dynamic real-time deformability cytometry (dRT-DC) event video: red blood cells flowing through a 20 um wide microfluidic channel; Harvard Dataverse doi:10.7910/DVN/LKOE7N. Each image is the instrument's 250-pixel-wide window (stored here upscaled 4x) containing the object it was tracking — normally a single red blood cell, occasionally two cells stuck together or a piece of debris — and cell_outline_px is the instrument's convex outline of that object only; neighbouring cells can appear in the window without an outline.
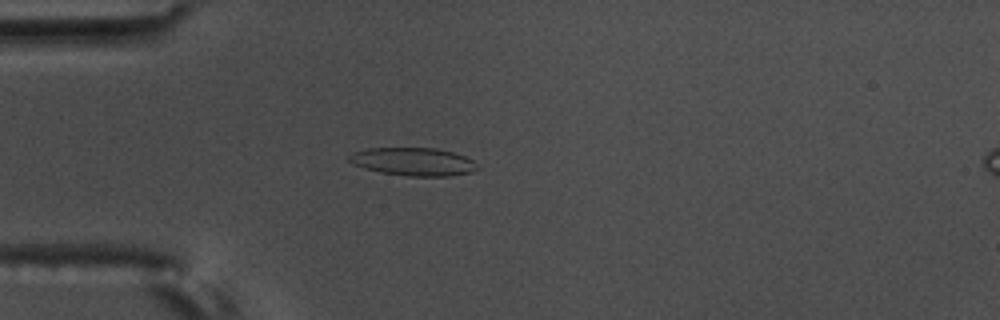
{"species": "common noctule bat (a hibernating species)", "species_latin": "Nyctalus noctula", "temperature_condition": "warm", "stored_images_in_passage": 51, "camera_frame_rate_fps": 3000, "um_per_image_px": 0.085, "animal": {"sex": "male", "body_mass_g": 17.5, "forearm_length_mm": 52.3}, "frame": {"image": 1, "passage_image": 10, "time_ms": 3.0, "image_size_px": [1000, 320], "cell_outline_px": [[480, 168], [472, 172], [452, 176], [408, 176], [380, 172], [364, 168], [352, 164], [348, 160], [348, 156], [352, 152], [368, 148], [436, 148], [452, 152], [464, 156], [472, 160]], "centroid_in_image_um": [35.12, 13.74], "position_along_channel_um": 49.9, "area_um2": 21.04}}
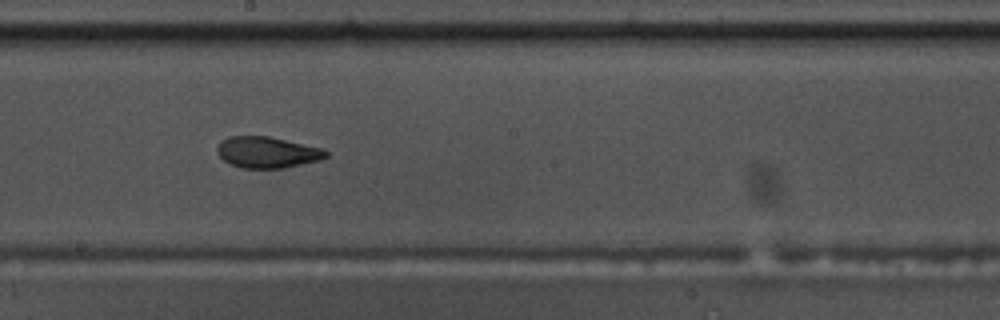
{"frame": {"image": 2, "passage_image": 26, "time_ms": 8.333, "image_size_px": [1000, 320], "cell_outline_px": [[328, 156], [320, 160], [284, 168], [244, 168], [232, 164], [224, 160], [216, 152], [216, 148], [220, 140], [228, 136], [268, 136], [324, 148], [328, 152]], "centroid_in_image_um": [22.72, 12.93], "position_along_channel_um": 225.5, "area_um2": 19.88}}
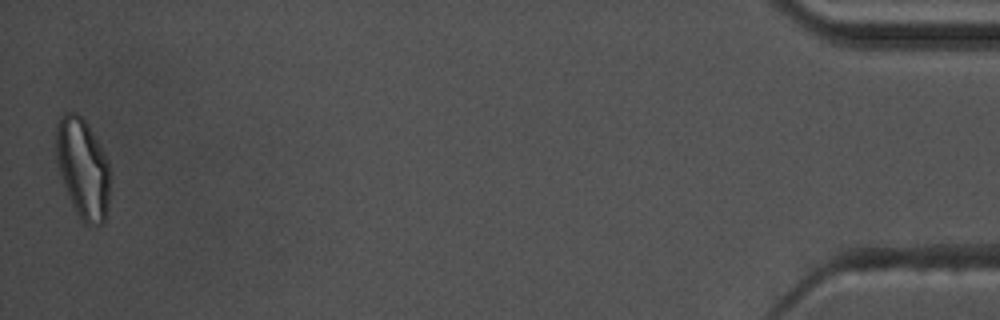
{"frame": {"image": 3, "passage_image": 51, "time_ms": 16.667, "image_size_px": [1000, 320], "cell_outline_px": [[108, 204], [104, 224], [84, 224], [76, 212], [72, 204], [64, 184], [56, 156], [56, 124], [60, 116], [64, 112], [76, 112], [88, 124], [108, 164]], "centroid_in_image_um": [7.01, 14.29], "position_along_channel_um": 428.2, "area_um2": 30.69}, "authors_computed_cell_mechanics": {"area_um2": 20.5768, "velocity_mm_per_s": 3.5399, "shape_relaxation_time_tau1_ms": 6.4212, "shape_relaxation_time_tau2_ms": 2.5012, "deformation_change_tau1": 0.2005, "deformation_change_tau2": 0.0812}}